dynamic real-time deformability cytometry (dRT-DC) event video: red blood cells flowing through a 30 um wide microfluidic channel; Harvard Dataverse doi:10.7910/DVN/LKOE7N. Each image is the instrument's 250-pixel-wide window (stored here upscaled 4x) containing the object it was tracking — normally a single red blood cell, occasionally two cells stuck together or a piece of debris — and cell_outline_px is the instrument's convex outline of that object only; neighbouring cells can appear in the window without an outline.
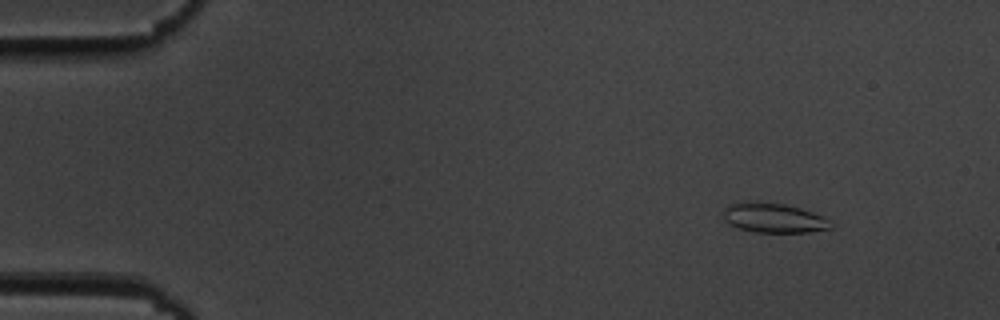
{"species": "common noctule bat (a hibernating species)", "species_latin": "Nyctalus noctula", "temperature_condition": "cold", "stored_images_in_passage": 53, "camera_frame_rate_fps": 3000, "um_per_image_px": 0.085, "animal": {"sex": "male", "body_mass_g": 19.5, "forearm_length_mm": 54.6}, "frame": {"image": 1, "passage_image": 5, "time_ms": 1.333, "image_size_px": [1000, 320], "cell_outline_px": [[832, 228], [808, 232], [756, 232], [740, 228], [728, 224], [724, 220], [724, 208], [728, 204], [756, 200], [784, 204], [800, 208], [812, 212], [828, 220]], "centroid_in_image_um": [65.7, 18.5], "position_along_channel_um": 19.3, "area_um2": 18.5}}
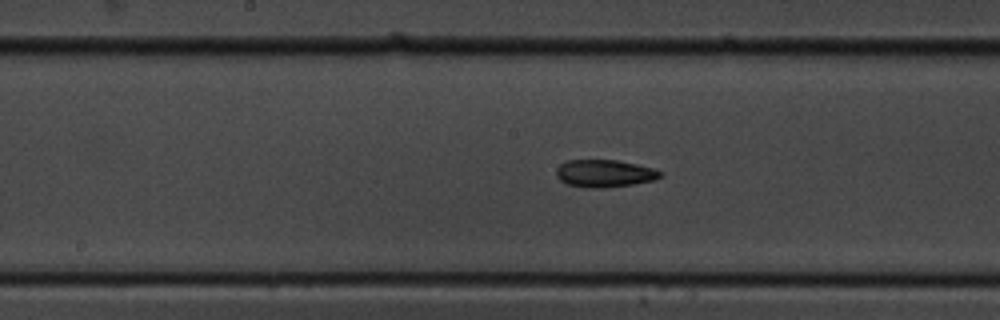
{"frame": {"image": 2, "passage_image": 27, "time_ms": 8.667, "image_size_px": [1000, 320], "cell_outline_px": [[664, 172], [656, 180], [632, 184], [600, 188], [588, 188], [568, 184], [560, 180], [556, 176], [556, 168], [560, 164], [568, 160], [616, 160], [636, 164], [652, 168]], "centroid_in_image_um": [51.37, 14.74], "position_along_channel_um": 196.8, "area_um2": 16.59}}
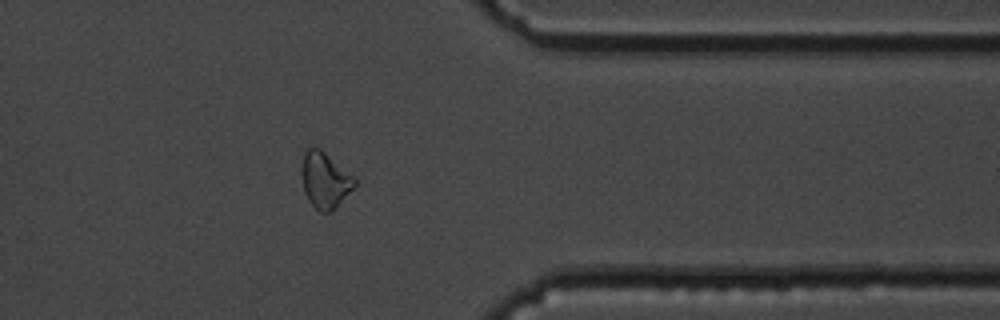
{"frame": {"image": 3, "passage_image": 43, "time_ms": 14.0, "image_size_px": [1000, 320], "cell_outline_px": [[356, 184], [332, 212], [320, 212], [308, 200], [304, 192], [300, 172], [304, 152], [308, 148], [320, 148], [356, 176]], "centroid_in_image_um": [27.62, 15.3], "position_along_channel_um": 383.8, "area_um2": 17.51}, "authors_computed_cell_mechanics": {"area_um2": 17.34, "velocity_mm_per_s": 3.6925, "shape_relaxation_time_tau1_ms": 6.3092, "shape_relaxation_time_tau2_ms": 6.757, "deformation_change_tau1": 0.123, "deformation_change_tau2": 0.1467}}